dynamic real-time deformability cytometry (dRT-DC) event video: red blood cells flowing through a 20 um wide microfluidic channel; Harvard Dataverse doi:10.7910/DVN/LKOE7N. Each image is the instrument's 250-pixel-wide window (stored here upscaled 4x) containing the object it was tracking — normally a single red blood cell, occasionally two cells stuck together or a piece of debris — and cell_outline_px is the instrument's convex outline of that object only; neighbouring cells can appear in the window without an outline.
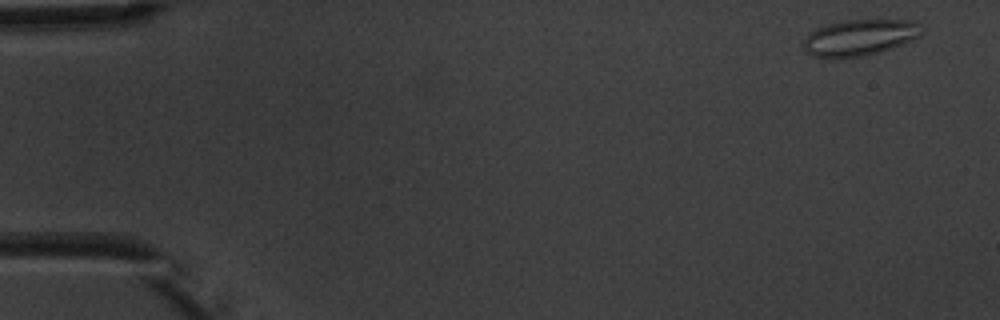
{"species": "common noctule bat (a hibernating species)", "species_latin": "Nyctalus noctula", "temperature_condition": "warm", "stored_images_in_passage": 6, "camera_frame_rate_fps": 3000, "um_per_image_px": 0.085, "animal": {"sex": "male", "body_mass_g": 20.1, "forearm_length_mm": 53.5}, "frame": {"image": 1, "passage_image": 1, "time_ms": 0.0, "image_size_px": [1000, 320], "cell_outline_px": [[924, 32], [920, 36], [912, 40], [892, 48], [880, 52], [860, 56], [812, 56], [804, 48], [804, 40], [808, 32], [824, 24], [844, 20], [916, 20], [924, 28]], "centroid_in_image_um": [73.13, 3.15], "position_along_channel_um": 11.9, "area_um2": 24.85}}
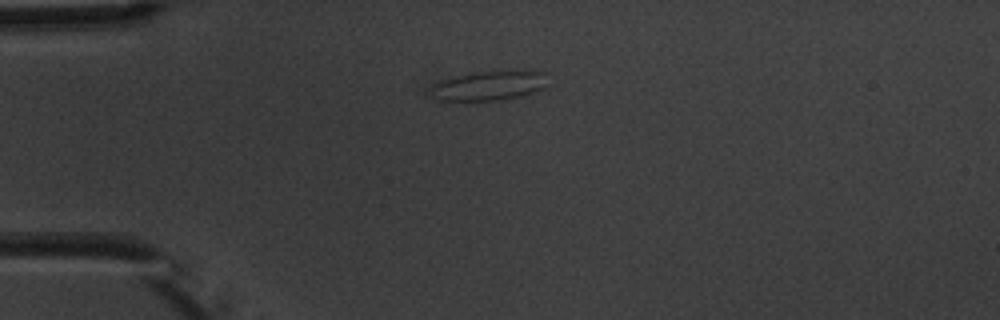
{"frame": {"image": 2, "passage_image": 4, "time_ms": 3.667, "image_size_px": [1000, 320], "cell_outline_px": [[548, 84], [544, 88], [536, 92], [520, 96], [500, 100], [464, 104], [440, 100], [432, 96], [432, 84], [440, 80], [456, 76], [476, 72], [516, 68], [548, 72]], "centroid_in_image_um": [41.63, 7.28], "position_along_channel_um": 43.4, "area_um2": 21.73}}
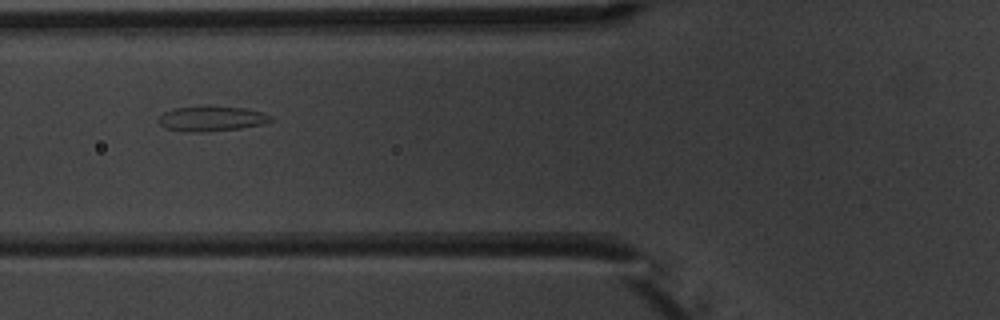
{"frame": {"image": 3, "passage_image": 6, "time_ms": 6.0, "image_size_px": [1000, 320], "cell_outline_px": [[272, 120], [264, 124], [240, 128], [200, 132], [184, 132], [168, 128], [160, 124], [160, 116], [164, 112], [172, 108], [204, 104], [244, 108], [260, 112], [272, 116]], "centroid_in_image_um": [17.97, 10.05], "position_along_channel_um": 107.8, "area_um2": 16.65}}